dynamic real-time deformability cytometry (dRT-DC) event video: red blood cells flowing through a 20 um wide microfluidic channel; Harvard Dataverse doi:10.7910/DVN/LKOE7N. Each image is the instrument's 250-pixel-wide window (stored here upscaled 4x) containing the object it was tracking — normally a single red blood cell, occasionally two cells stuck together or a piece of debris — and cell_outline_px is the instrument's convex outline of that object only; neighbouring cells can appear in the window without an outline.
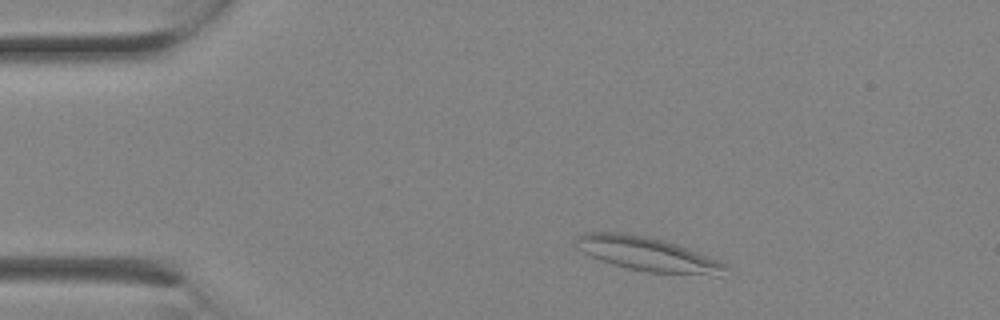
{"species": "Egyptian fruit bat (a non-hibernating species)", "species_latin": "Rousettus aegyptiacus", "temperature_condition": "room temperature", "stored_images_in_passage": 1, "camera_frame_rate_fps": 3000, "um_per_image_px": 0.085, "animal": {"sex": "female"}, "frame": {"image": 1, "passage_image": 1, "time_ms": 0.0, "image_size_px": [1000, 320], "cell_outline_px": [[732, 268], [716, 276], [648, 272], [628, 268], [612, 264], [592, 256], [584, 252], [576, 240], [576, 236], [584, 232], [620, 232], [644, 236], [664, 240], [676, 244], [716, 260]], "centroid_in_image_um": [55.07, 21.61], "position_along_channel_um": 29.9, "area_um2": 29.13}}